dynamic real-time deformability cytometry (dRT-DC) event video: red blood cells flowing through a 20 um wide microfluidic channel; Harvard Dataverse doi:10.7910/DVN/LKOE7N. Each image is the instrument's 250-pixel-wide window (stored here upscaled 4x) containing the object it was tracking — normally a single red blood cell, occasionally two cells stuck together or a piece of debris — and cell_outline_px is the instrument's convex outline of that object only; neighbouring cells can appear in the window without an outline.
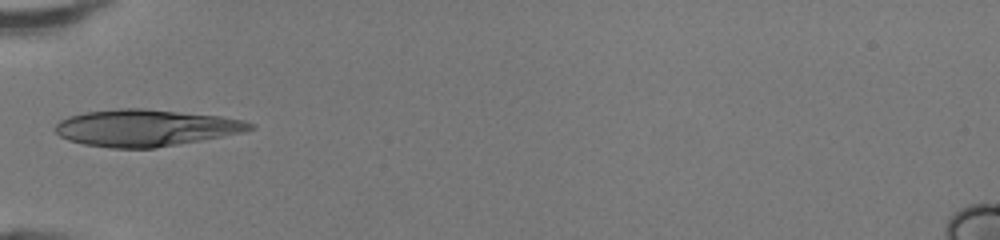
{"species": "human", "species_latin": "Homo sapiens", "temperature_condition": "room temperature", "stored_images_in_passage": 31, "camera_frame_rate_fps": 3000, "um_per_image_px": 0.085, "donor": {"sex": "female"}, "frame": {"image": 1, "passage_image": 1, "time_ms": 0.0, "image_size_px": [1000, 240], "cell_outline_px": [[256, 128], [244, 132], [224, 136], [156, 148], [112, 148], [84, 144], [68, 140], [60, 136], [56, 132], [56, 124], [60, 120], [68, 116], [84, 112], [120, 108], [144, 108], [220, 116], [244, 120], [256, 124]], "centroid_in_image_um": [12.41, 10.86], "position_along_channel_um": 72.6, "area_um2": 41.85}}
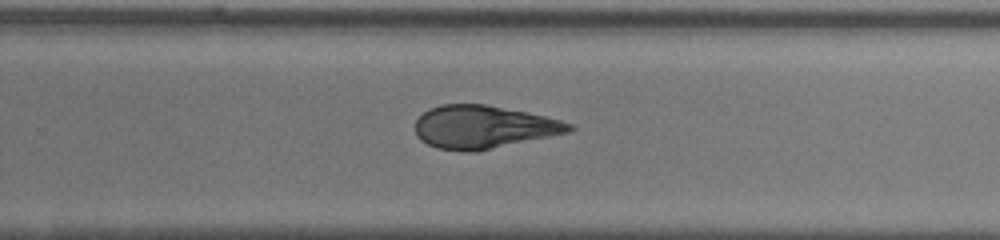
{"frame": {"image": 2, "passage_image": 16, "time_ms": 5.0, "image_size_px": [1000, 240], "cell_outline_px": [[576, 128], [572, 132], [476, 152], [468, 152], [436, 148], [420, 140], [416, 136], [416, 120], [428, 108], [440, 104], [484, 104], [544, 116], [560, 120], [572, 124]], "centroid_in_image_um": [41.1, 10.81], "position_along_channel_um": 288.7, "area_um2": 38.67}}
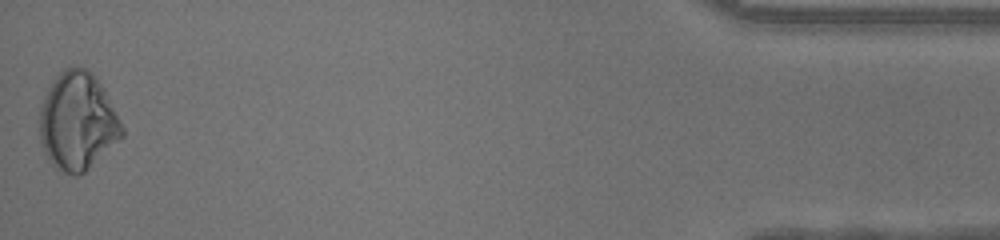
{"frame": {"image": 3, "passage_image": 31, "time_ms": 10.0, "image_size_px": [1000, 240], "cell_outline_px": [[124, 136], [84, 172], [76, 176], [72, 176], [56, 168], [48, 160], [44, 152], [40, 140], [40, 104], [48, 88], [56, 76], [64, 68], [84, 68], [92, 72], [96, 76], [104, 88], [124, 128]], "centroid_in_image_um": [6.59, 10.32], "position_along_channel_um": 428.6, "area_um2": 46.93}, "authors_computed_cell_mechanics": {"area_um2": 39.1884, "velocity_mm_per_s": 4.3415, "shape_relaxation_time_tau1_ms": 7.1068, "shape_relaxation_time_tau2_ms": 0.6544, "deformation_change_tau1": 0.252, "deformation_change_tau2": 0.0316}}